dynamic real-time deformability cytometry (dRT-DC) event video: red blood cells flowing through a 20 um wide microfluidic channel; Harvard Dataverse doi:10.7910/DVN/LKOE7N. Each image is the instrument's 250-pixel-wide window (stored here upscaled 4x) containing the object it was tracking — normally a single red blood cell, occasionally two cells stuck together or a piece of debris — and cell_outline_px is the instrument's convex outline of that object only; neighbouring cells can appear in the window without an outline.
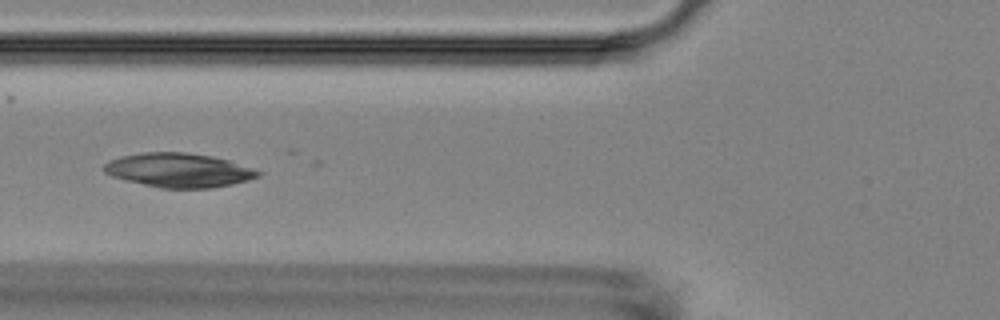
{"species": "Egyptian fruit bat (a non-hibernating species)", "species_latin": "Rousettus aegyptiacus", "temperature_condition": "room temperature", "stored_images_in_passage": 8, "camera_frame_rate_fps": 3000, "um_per_image_px": 0.085, "animal": {"sex": "female"}, "frame": {"image": 1, "passage_image": 6, "time_ms": 5.667, "image_size_px": [1000, 320], "cell_outline_px": [[264, 172], [260, 176], [248, 180], [232, 184], [212, 188], [160, 188], [112, 176], [104, 172], [104, 164], [108, 160], [120, 156], [144, 152], [184, 152], [212, 156], [228, 160]], "centroid_in_image_um": [15.21, 14.46], "position_along_channel_um": 110.6, "area_um2": 30.58}}
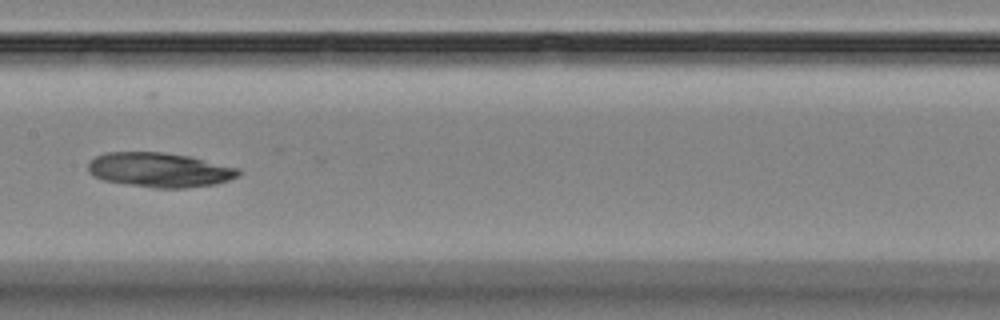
{"frame": {"image": 2, "passage_image": 8, "time_ms": 8.0, "image_size_px": [1000, 320], "cell_outline_px": [[240, 176], [216, 184], [184, 188], [156, 188], [128, 184], [104, 180], [92, 176], [88, 172], [88, 164], [96, 156], [104, 152], [164, 152], [188, 156], [240, 168]], "centroid_in_image_um": [13.57, 14.44], "position_along_channel_um": 193.8, "area_um2": 30.29}}